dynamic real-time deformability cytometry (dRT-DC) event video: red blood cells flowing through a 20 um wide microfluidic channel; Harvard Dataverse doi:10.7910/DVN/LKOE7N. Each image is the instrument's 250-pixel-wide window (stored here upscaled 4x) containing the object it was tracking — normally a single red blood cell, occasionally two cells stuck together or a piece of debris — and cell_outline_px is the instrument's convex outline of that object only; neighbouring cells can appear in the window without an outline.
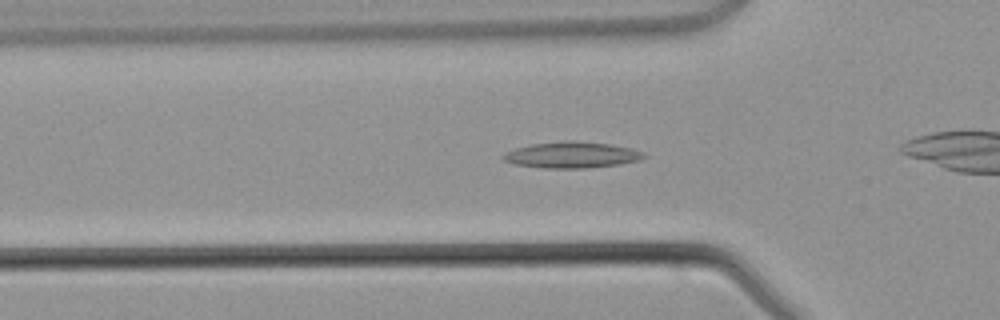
{"species": "common noctule bat (a hibernating species)", "species_latin": "Nyctalus noctula", "temperature_condition": "warm", "stored_images_in_passage": 31, "camera_frame_rate_fps": 3000, "um_per_image_px": 0.085, "animal": {"sex": "male", "body_mass_g": 21.5, "forearm_length_mm": 52.0}, "frame": {"image": 1, "passage_image": 10, "time_ms": 3.0, "image_size_px": [1000, 320], "cell_outline_px": [[648, 156], [640, 160], [620, 164], [584, 168], [544, 168], [516, 164], [504, 160], [500, 156], [516, 148], [532, 144], [572, 140], [608, 144], [628, 148], [644, 152]], "centroid_in_image_um": [48.63, 13.17], "position_along_channel_um": 77.2, "area_um2": 21.15}}
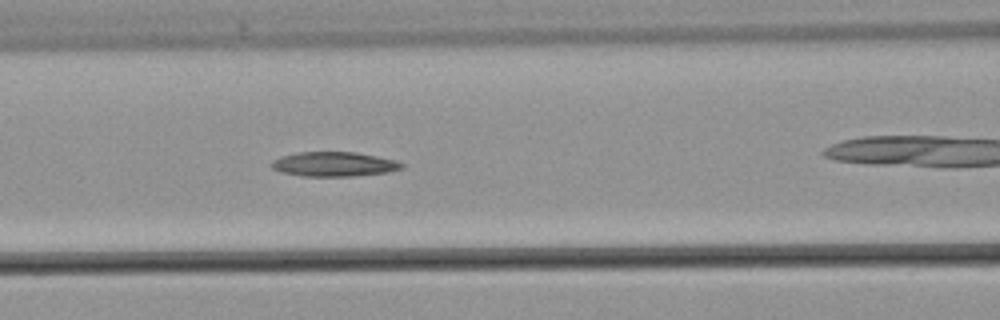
{"frame": {"image": 2, "passage_image": 14, "time_ms": 4.333, "image_size_px": [1000, 320], "cell_outline_px": [[404, 168], [388, 172], [352, 176], [304, 176], [280, 172], [272, 168], [272, 160], [280, 156], [300, 152], [356, 152], [396, 160], [404, 164]], "centroid_in_image_um": [28.4, 13.95], "position_along_channel_um": 138.2, "area_um2": 18.61}}
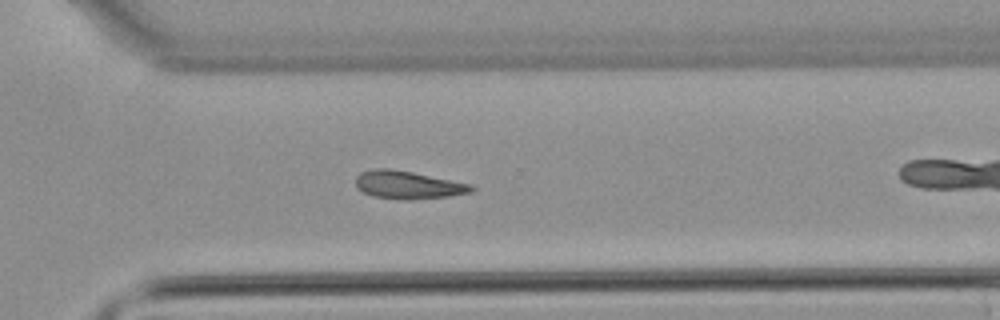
{"frame": {"image": 3, "passage_image": 27, "time_ms": 8.667, "image_size_px": [1000, 320], "cell_outline_px": [[476, 188], [472, 192], [448, 196], [412, 200], [404, 200], [372, 196], [356, 188], [356, 176], [360, 172], [372, 168], [392, 168], [472, 184]], "centroid_in_image_um": [34.66, 15.71], "position_along_channel_um": 335.9, "area_um2": 19.02}}